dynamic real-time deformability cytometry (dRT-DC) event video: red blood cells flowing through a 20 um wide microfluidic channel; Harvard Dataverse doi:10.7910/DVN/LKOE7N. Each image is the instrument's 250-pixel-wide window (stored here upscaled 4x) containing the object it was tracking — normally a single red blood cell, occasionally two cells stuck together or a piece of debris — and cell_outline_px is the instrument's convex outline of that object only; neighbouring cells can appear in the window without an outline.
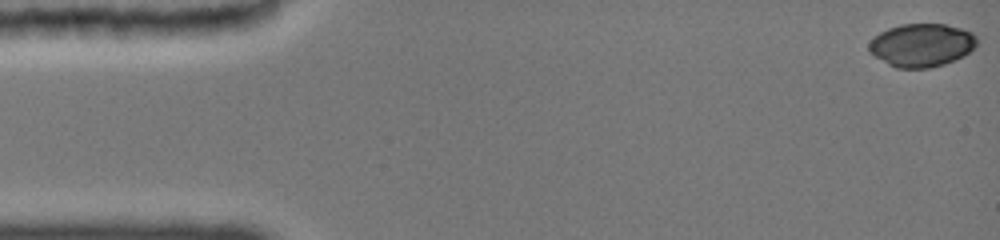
{"species": "common noctule bat (a hibernating species)", "species_latin": "Nyctalus noctula", "temperature_condition": "cold", "stored_images_in_passage": 46, "camera_frame_rate_fps": 3000, "um_per_image_px": 0.085, "animal": {"sex": "female", "body_mass_g": 19.0, "forearm_length_mm": 51.5}, "frame": {"image": 1, "passage_image": 1, "time_ms": 0.0, "image_size_px": [1000, 240], "cell_outline_px": [[976, 44], [964, 56], [944, 64], [928, 68], [896, 68], [888, 64], [868, 52], [868, 44], [880, 32], [888, 28], [900, 24], [944, 24], [960, 28], [972, 32], [976, 36]], "centroid_in_image_um": [78.32, 3.84], "position_along_channel_um": 6.7, "area_um2": 27.05}}
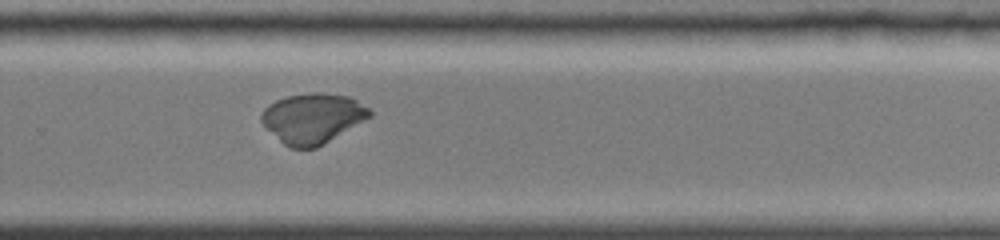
{"frame": {"image": 2, "passage_image": 32, "time_ms": 10.667, "image_size_px": [1000, 240], "cell_outline_px": [[372, 116], [324, 144], [316, 148], [292, 148], [284, 144], [260, 120], [260, 116], [264, 108], [268, 104], [276, 100], [288, 96], [312, 92], [320, 92], [348, 96], [356, 100], [368, 108], [372, 112]], "centroid_in_image_um": [26.58, 10.04], "position_along_channel_um": 303.2, "area_um2": 31.33}}